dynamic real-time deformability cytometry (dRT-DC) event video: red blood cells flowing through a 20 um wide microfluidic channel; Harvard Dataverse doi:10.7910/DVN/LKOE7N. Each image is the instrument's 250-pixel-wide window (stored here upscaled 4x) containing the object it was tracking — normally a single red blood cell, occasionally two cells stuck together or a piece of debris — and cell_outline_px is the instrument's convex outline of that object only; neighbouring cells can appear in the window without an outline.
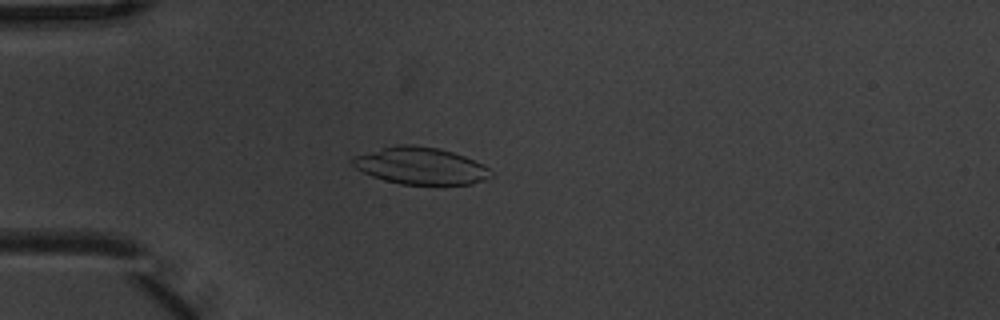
{"species": "common noctule bat (a hibernating species)", "species_latin": "Nyctalus noctula", "temperature_condition": "warm", "stored_images_in_passage": 5, "camera_frame_rate_fps": 3000, "um_per_image_px": 0.085, "animal": {"sex": "male", "body_mass_g": 20.1, "forearm_length_mm": 53.5}, "frame": {"image": 1, "passage_image": 4, "time_ms": 1.0, "image_size_px": [1000, 320], "cell_outline_px": [[496, 176], [488, 180], [472, 184], [400, 184], [384, 180], [372, 176], [356, 168], [352, 164], [352, 160], [356, 156], [396, 144], [412, 144], [440, 148], [464, 156], [484, 164]], "centroid_in_image_um": [35.83, 14.1], "position_along_channel_um": 49.2, "area_um2": 29.88}}